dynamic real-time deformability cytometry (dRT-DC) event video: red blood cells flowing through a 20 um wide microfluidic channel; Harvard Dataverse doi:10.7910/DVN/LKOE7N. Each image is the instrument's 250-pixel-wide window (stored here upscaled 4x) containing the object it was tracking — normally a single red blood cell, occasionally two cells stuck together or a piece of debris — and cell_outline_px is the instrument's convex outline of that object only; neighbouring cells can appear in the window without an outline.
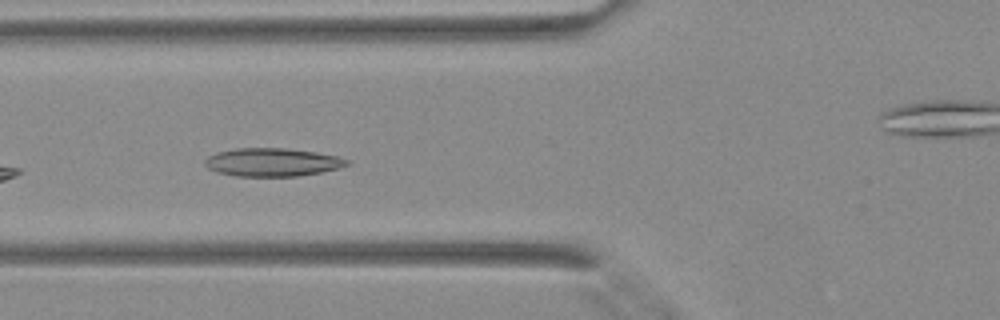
{"species": "Egyptian fruit bat (a non-hibernating species)", "species_latin": "Rousettus aegyptiacus", "temperature_condition": "warm", "stored_images_in_passage": 19, "camera_frame_rate_fps": 3000, "um_per_image_px": 0.085, "animal": {"sex": "female"}, "frame": {"image": 1, "passage_image": 4, "time_ms": 1.0, "image_size_px": [1000, 320], "cell_outline_px": [[348, 164], [336, 168], [320, 172], [296, 176], [236, 176], [216, 172], [208, 168], [204, 164], [204, 160], [208, 156], [216, 152], [236, 148], [284, 148], [316, 152], [336, 156], [348, 160]], "centroid_in_image_um": [23.07, 13.78], "position_along_channel_um": 102.7, "area_um2": 23.18}}
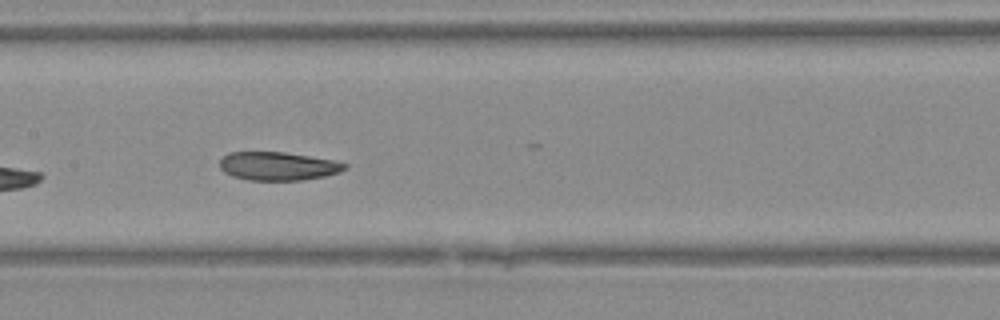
{"frame": {"image": 2, "passage_image": 9, "time_ms": 2.667, "image_size_px": [1000, 320], "cell_outline_px": [[348, 168], [340, 172], [324, 176], [304, 180], [248, 180], [232, 176], [224, 172], [220, 168], [220, 160], [228, 152], [284, 152], [332, 160], [348, 164]], "centroid_in_image_um": [23.62, 14.12], "position_along_channel_um": 183.8, "area_um2": 20.69}}
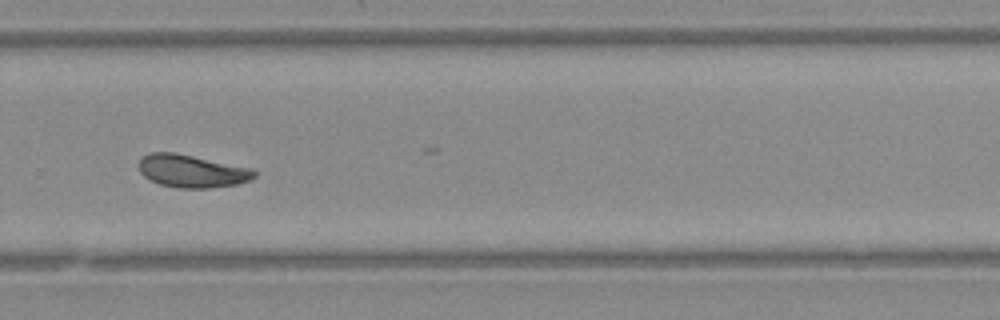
{"frame": {"image": 3, "passage_image": 17, "time_ms": 5.333, "image_size_px": [1000, 320], "cell_outline_px": [[256, 176], [252, 180], [236, 184], [208, 188], [180, 188], [160, 184], [144, 176], [140, 172], [140, 160], [144, 156], [152, 152], [176, 152], [248, 168], [256, 172]], "centroid_in_image_um": [16.31, 14.54], "position_along_channel_um": 313.5, "area_um2": 21.68}}